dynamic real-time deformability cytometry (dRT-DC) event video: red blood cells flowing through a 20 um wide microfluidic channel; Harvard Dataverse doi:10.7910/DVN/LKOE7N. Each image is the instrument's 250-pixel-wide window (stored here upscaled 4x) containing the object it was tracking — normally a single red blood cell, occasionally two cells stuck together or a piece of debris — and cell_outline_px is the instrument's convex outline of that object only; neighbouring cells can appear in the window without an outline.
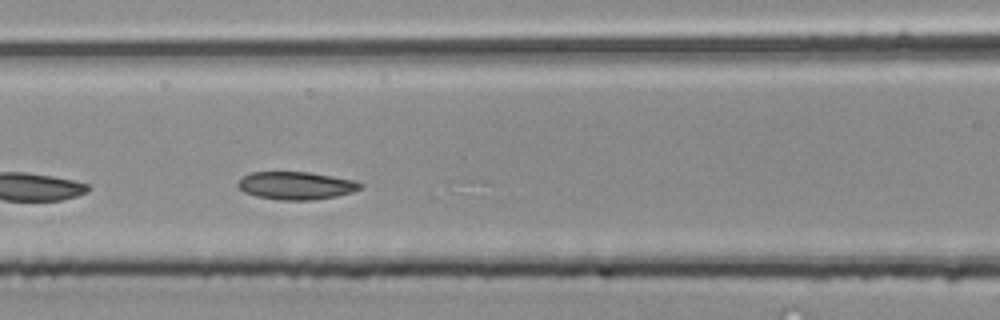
{"species": "common noctule bat (a hibernating species)", "species_latin": "Nyctalus noctula", "temperature_condition": "room temperature", "stored_images_in_passage": 14, "camera_frame_rate_fps": 3000, "um_per_image_px": 0.085, "animal": {"sex": "male", "body_mass_g": 20.4}, "frame": {"image": 1, "passage_image": 11, "time_ms": 3.333, "image_size_px": [1000, 320], "cell_outline_px": [[364, 188], [352, 192], [336, 196], [312, 200], [276, 200], [256, 196], [244, 192], [236, 184], [244, 176], [252, 172], [308, 172], [332, 176], [352, 180], [364, 184]], "centroid_in_image_um": [25.18, 15.78], "position_along_channel_um": 141.4, "area_um2": 19.83}}